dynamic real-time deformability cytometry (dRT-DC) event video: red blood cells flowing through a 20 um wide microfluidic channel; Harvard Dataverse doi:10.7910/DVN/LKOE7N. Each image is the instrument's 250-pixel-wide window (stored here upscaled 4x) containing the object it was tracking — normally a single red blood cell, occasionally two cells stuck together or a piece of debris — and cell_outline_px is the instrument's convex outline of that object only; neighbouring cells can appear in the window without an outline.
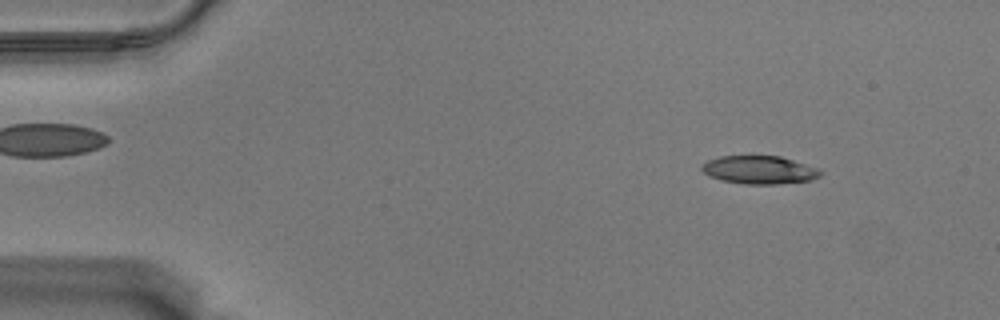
{"species": "Egyptian fruit bat (a non-hibernating species)", "species_latin": "Rousettus aegyptiacus", "temperature_condition": "warm", "stored_images_in_passage": 56, "camera_frame_rate_fps": 3000, "um_per_image_px": 0.085, "animal": {"sex": "male"}, "frame": {"image": 1, "passage_image": 6, "time_ms": 1.667, "image_size_px": [1000, 320], "cell_outline_px": [[824, 172], [820, 176], [812, 180], [776, 184], [744, 184], [720, 180], [708, 176], [700, 168], [700, 164], [708, 160], [720, 156], [780, 156], [820, 168]], "centroid_in_image_um": [64.55, 14.44], "position_along_channel_um": 20.5, "area_um2": 19.71}}
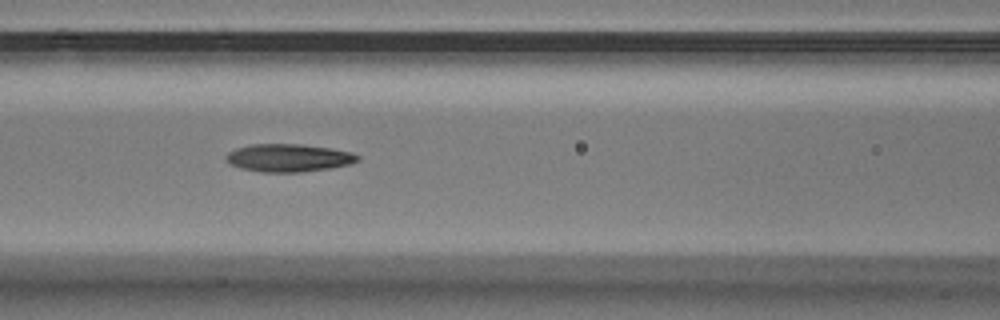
{"frame": {"image": 2, "passage_image": 24, "time_ms": 7.667, "image_size_px": [1000, 320], "cell_outline_px": [[360, 160], [348, 164], [328, 168], [300, 172], [260, 172], [240, 168], [228, 164], [224, 160], [224, 156], [228, 152], [236, 148], [252, 144], [300, 144], [328, 148], [352, 152], [360, 156]], "centroid_in_image_um": [24.46, 13.42], "position_along_channel_um": 142.1, "area_um2": 21.39}}
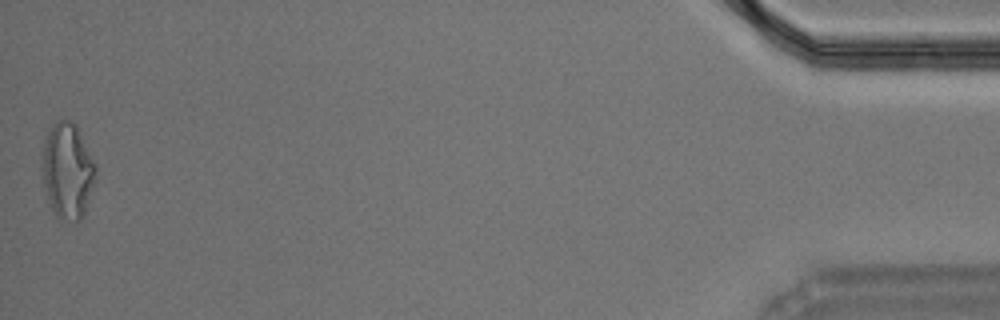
{"frame": {"image": 3, "passage_image": 56, "time_ms": 18.333, "image_size_px": [1000, 320], "cell_outline_px": [[96, 180], [84, 216], [80, 220], [60, 220], [56, 216], [48, 200], [44, 184], [44, 140], [48, 132], [56, 120], [68, 120], [76, 124], [96, 164]], "centroid_in_image_um": [5.79, 14.53], "position_along_channel_um": 429.4, "area_um2": 29.65}, "authors_computed_cell_mechanics": {"area_um2": 21.0392, "velocity_mm_per_s": 3.5362, "shape_relaxation_time_tau1_ms": 8.1062, "shape_relaxation_time_tau2_ms": 4.9076, "deformation_change_tau1": 0.2309, "deformation_change_tau2": 0.1347}}